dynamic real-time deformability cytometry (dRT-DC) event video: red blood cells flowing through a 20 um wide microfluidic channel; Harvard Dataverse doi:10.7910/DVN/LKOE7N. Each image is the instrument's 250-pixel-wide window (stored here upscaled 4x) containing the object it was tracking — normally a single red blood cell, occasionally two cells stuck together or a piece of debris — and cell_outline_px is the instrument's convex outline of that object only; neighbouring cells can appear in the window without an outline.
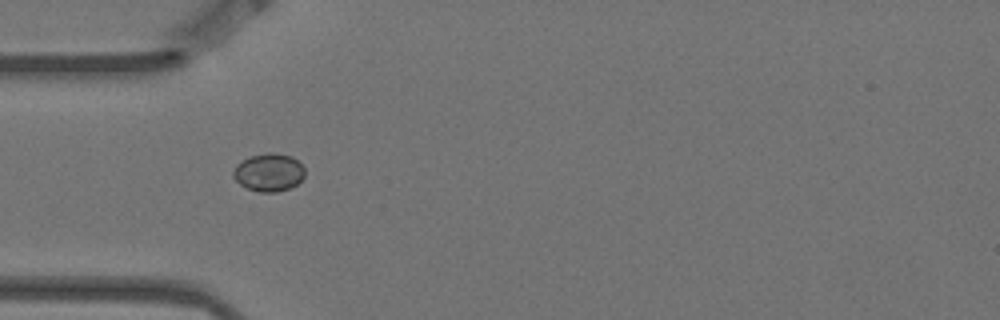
{"species": "Egyptian fruit bat (a non-hibernating species)", "species_latin": "Rousettus aegyptiacus", "temperature_condition": "warm", "stored_images_in_passage": 7, "camera_frame_rate_fps": 3000, "um_per_image_px": 0.085, "animal": {"sex": "female"}, "frame": {"image": 1, "passage_image": 1, "time_ms": 0.0, "image_size_px": [1000, 320], "cell_outline_px": [[304, 176], [296, 184], [288, 188], [276, 192], [260, 192], [248, 188], [240, 184], [232, 176], [232, 172], [236, 164], [248, 156], [268, 152], [272, 152], [292, 156], [304, 168]], "centroid_in_image_um": [22.81, 14.63], "position_along_channel_um": 62.2, "area_um2": 15.78}}
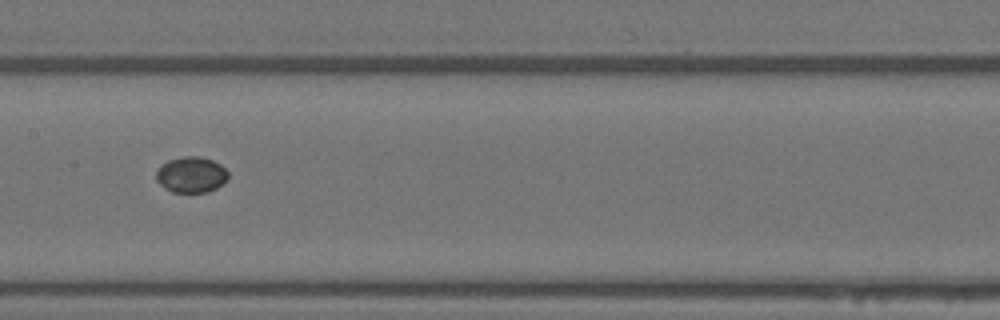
{"frame": {"image": 2, "passage_image": 4, "time_ms": 1.0, "image_size_px": [1000, 320], "cell_outline_px": [[228, 180], [216, 188], [208, 192], [172, 192], [164, 188], [156, 180], [156, 168], [160, 164], [168, 160], [180, 156], [200, 156], [212, 160], [220, 164], [228, 172]], "centroid_in_image_um": [16.23, 14.84], "position_along_channel_um": 191.2, "area_um2": 15.32}}
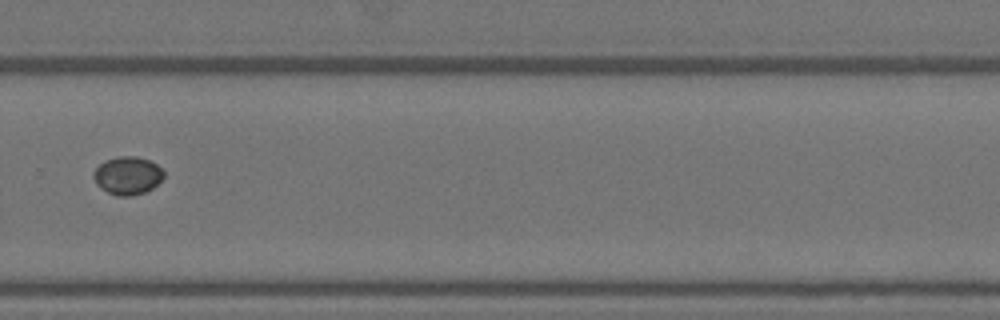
{"frame": {"image": 3, "passage_image": 7, "time_ms": 2.0, "image_size_px": [1000, 320], "cell_outline_px": [[164, 176], [152, 188], [144, 192], [132, 196], [116, 196], [100, 188], [96, 184], [92, 176], [92, 172], [100, 164], [108, 160], [120, 156], [136, 156], [148, 160], [156, 164], [164, 172]], "centroid_in_image_um": [10.82, 14.93], "position_along_channel_um": 319.0, "area_um2": 15.43}}